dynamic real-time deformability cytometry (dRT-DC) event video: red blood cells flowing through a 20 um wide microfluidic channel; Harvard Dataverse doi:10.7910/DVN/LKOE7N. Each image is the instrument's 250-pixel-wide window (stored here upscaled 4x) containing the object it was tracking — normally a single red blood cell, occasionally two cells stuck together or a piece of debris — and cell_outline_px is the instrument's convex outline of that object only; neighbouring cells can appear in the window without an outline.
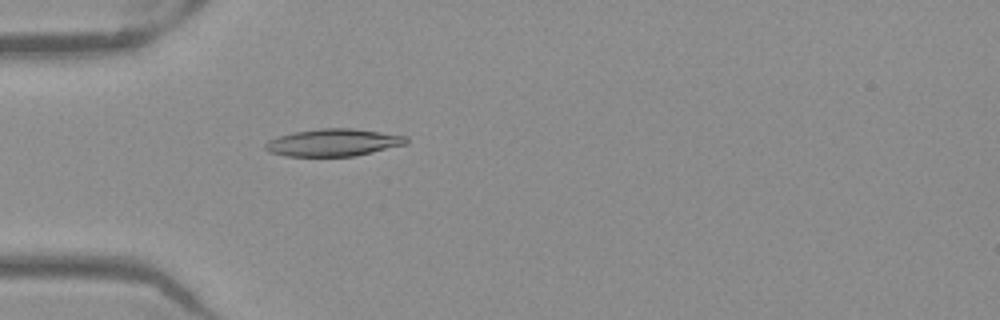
{"species": "Egyptian fruit bat (a non-hibernating species)", "species_latin": "Rousettus aegyptiacus", "temperature_condition": "warm", "stored_images_in_passage": 46, "camera_frame_rate_fps": 3000, "um_per_image_px": 0.085, "frame": {"image": 1, "passage_image": 10, "time_ms": 3.0, "image_size_px": [1000, 320], "cell_outline_px": [[408, 144], [356, 156], [284, 156], [268, 152], [264, 148], [264, 144], [268, 140], [280, 136], [296, 132], [320, 128], [352, 128], [408, 136]], "centroid_in_image_um": [28.35, 12.12], "position_along_channel_um": 56.6, "area_um2": 22.54}}
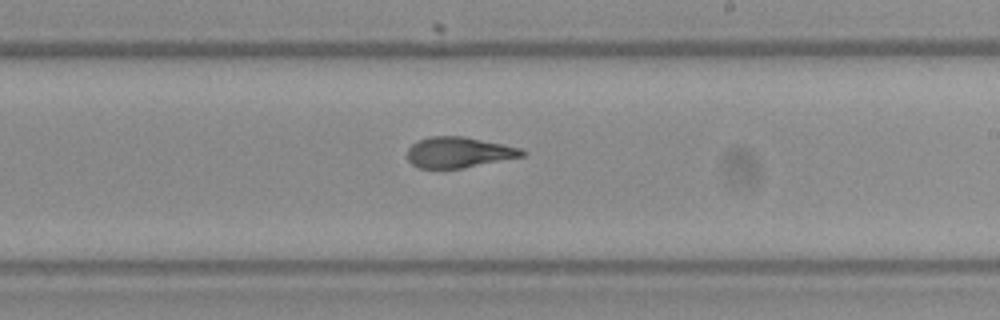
{"frame": {"image": 2, "passage_image": 25, "time_ms": 8.0, "image_size_px": [1000, 320], "cell_outline_px": [[528, 152], [524, 156], [464, 168], [420, 168], [412, 164], [408, 160], [408, 148], [412, 144], [428, 136], [464, 136], [524, 148]], "centroid_in_image_um": [39.05, 12.94], "position_along_channel_um": 250.0, "area_um2": 20.69}}
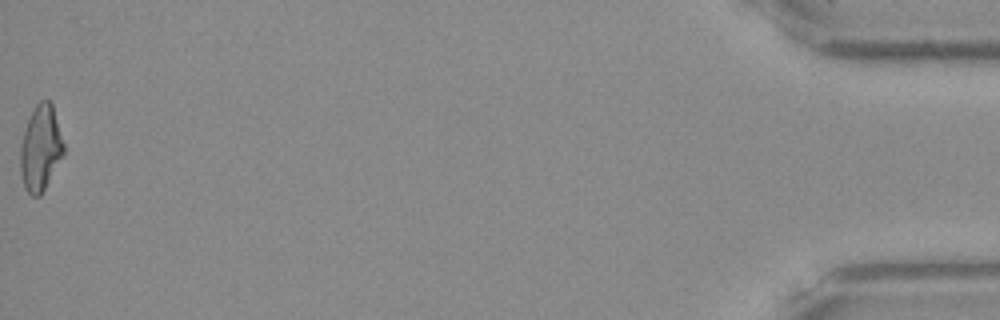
{"frame": {"image": 3, "passage_image": 46, "time_ms": 15.0, "image_size_px": [1000, 320], "cell_outline_px": [[64, 156], [40, 196], [32, 196], [24, 188], [20, 172], [20, 144], [28, 120], [36, 104], [40, 100], [52, 100], [64, 144]], "centroid_in_image_um": [3.46, 12.59], "position_along_channel_um": 431.7, "area_um2": 21.85}, "authors_computed_cell_mechanics": {"area_um2": 21.386, "velocity_mm_per_s": 3.9855, "shape_relaxation_time_tau1_ms": 6.5433, "shape_relaxation_time_tau2_ms": 1.5748, "deformation_change_tau1": 0.2262, "deformation_change_tau2": 0.0912}}